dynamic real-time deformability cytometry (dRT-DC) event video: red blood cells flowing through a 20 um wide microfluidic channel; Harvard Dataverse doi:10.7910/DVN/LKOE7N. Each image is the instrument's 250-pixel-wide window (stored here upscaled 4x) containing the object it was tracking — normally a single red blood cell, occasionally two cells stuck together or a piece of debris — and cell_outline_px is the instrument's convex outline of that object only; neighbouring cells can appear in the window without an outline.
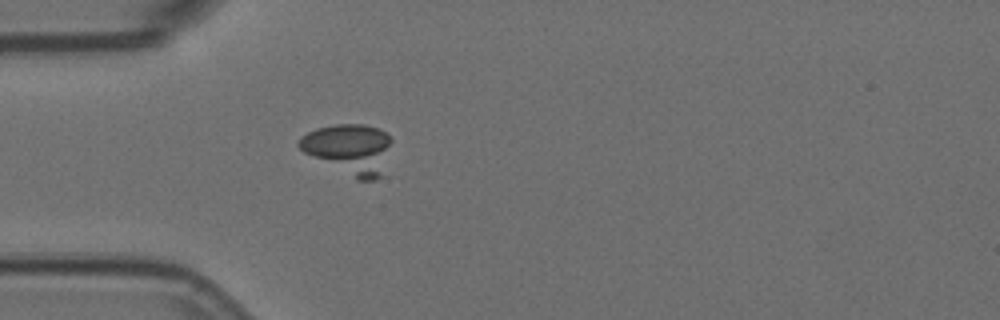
{"species": "Egyptian fruit bat (a non-hibernating species)", "species_latin": "Rousettus aegyptiacus", "temperature_condition": "room temperature", "stored_images_in_passage": 5, "camera_frame_rate_fps": 3000, "um_per_image_px": 0.085, "animal": {"sex": "female"}, "frame": {"image": 1, "passage_image": 5, "time_ms": 1.333, "image_size_px": [1000, 320], "cell_outline_px": [[392, 140], [380, 176], [376, 180], [356, 180], [304, 152], [296, 144], [300, 136], [316, 128], [336, 124], [364, 124], [380, 128]], "centroid_in_image_um": [29.66, 12.65], "position_along_channel_um": 55.3, "area_um2": 26.99}}